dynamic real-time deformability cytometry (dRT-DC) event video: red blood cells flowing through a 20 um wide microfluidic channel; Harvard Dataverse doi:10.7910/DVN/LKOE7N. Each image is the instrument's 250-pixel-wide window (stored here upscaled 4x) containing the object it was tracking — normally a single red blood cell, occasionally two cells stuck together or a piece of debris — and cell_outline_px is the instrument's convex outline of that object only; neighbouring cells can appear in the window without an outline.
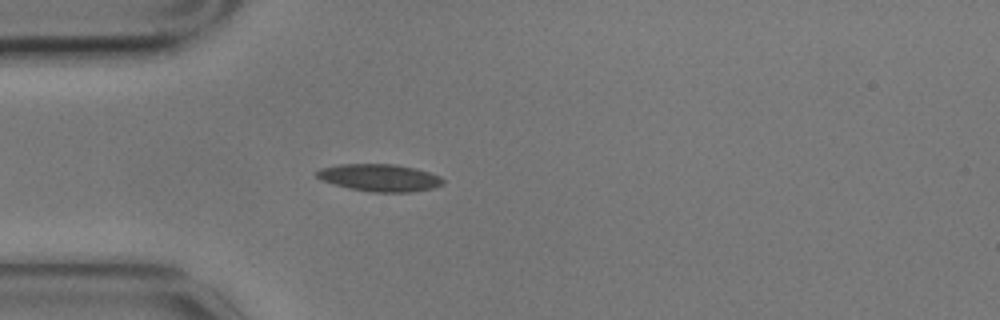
{"species": "common noctule bat (a hibernating species)", "species_latin": "Nyctalus noctula", "temperature_condition": "cold", "stored_images_in_passage": 4, "camera_frame_rate_fps": 3000, "um_per_image_px": 0.085, "animal": {"sex": "male", "body_mass_g": 17.9}, "frame": {"image": 1, "passage_image": 4, "time_ms": 1.0, "image_size_px": [1000, 320], "cell_outline_px": [[444, 184], [432, 188], [412, 192], [372, 192], [348, 188], [324, 180], [316, 176], [316, 172], [320, 168], [340, 164], [392, 164], [416, 168], [440, 176], [444, 180]], "centroid_in_image_um": [32.3, 15.1], "position_along_channel_um": 52.7, "area_um2": 19.94}}